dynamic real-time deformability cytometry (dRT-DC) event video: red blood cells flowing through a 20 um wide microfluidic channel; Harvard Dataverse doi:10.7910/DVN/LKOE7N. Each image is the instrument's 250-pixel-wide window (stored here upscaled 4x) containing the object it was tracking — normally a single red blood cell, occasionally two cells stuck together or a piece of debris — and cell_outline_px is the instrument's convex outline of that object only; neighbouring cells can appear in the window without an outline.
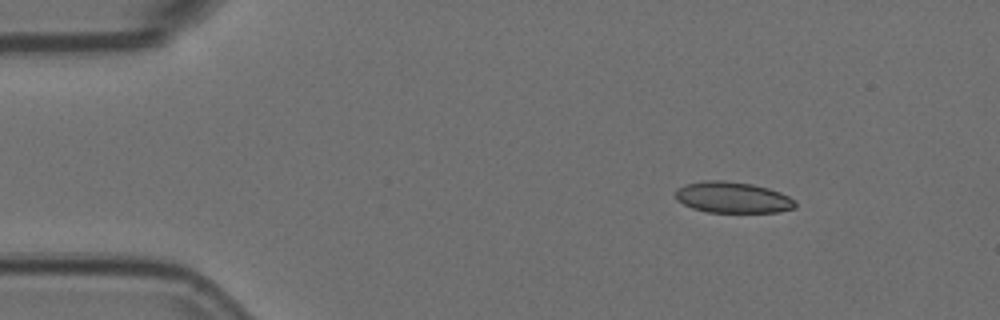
{"species": "Egyptian fruit bat (a non-hibernating species)", "species_latin": "Rousettus aegyptiacus", "temperature_condition": "room temperature", "stored_images_in_passage": 6, "camera_frame_rate_fps": 3000, "um_per_image_px": 0.085, "animal": {"sex": "female"}, "frame": {"image": 1, "passage_image": 2, "time_ms": 0.333, "image_size_px": [1000, 320], "cell_outline_px": [[796, 208], [776, 212], [708, 212], [692, 208], [676, 200], [676, 188], [684, 184], [704, 180], [724, 180], [752, 184], [768, 188], [780, 192], [796, 200]], "centroid_in_image_um": [62.27, 16.77], "position_along_channel_um": 22.7, "area_um2": 21.85}}